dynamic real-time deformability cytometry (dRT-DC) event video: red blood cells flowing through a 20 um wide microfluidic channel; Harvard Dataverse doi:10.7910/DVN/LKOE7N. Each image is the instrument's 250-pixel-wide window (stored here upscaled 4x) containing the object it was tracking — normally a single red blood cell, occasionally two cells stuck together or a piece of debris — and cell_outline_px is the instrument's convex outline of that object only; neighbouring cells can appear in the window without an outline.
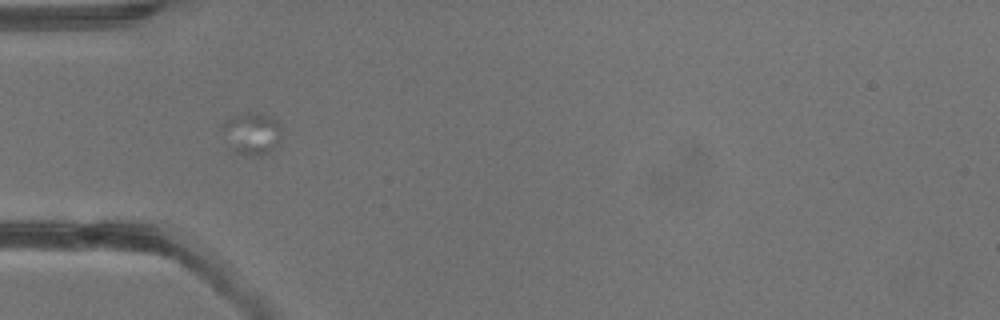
{"species": "common noctule bat (a hibernating species)", "species_latin": "Nyctalus noctula", "temperature_condition": "warm", "stored_images_in_passage": 24, "camera_frame_rate_fps": 3000, "um_per_image_px": 0.085, "animal": {"sex": "male", "body_mass_g": 13.3}, "frame": {"image": 1, "passage_image": 4, "time_ms": 1.0, "image_size_px": [1000, 320], "cell_outline_px": [[280, 144], [268, 152], [260, 156], [256, 156], [236, 152], [224, 124], [224, 120], [232, 116], [244, 112], [256, 112], [268, 116], [276, 120], [280, 128]], "centroid_in_image_um": [21.51, 11.31], "position_along_channel_um": 63.5, "area_um2": 13.76}}
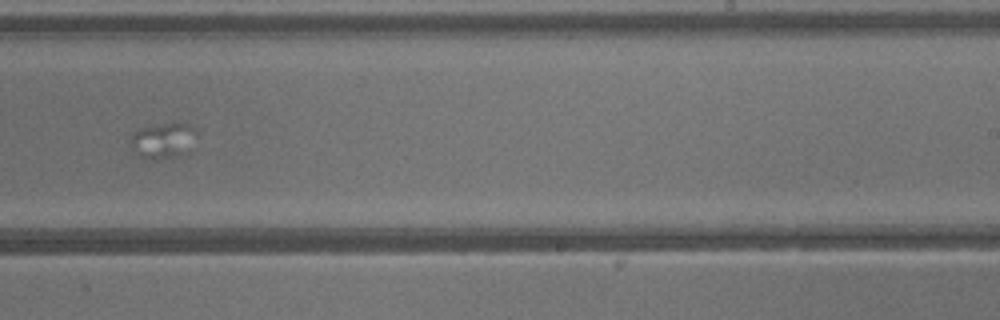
{"frame": {"image": 2, "passage_image": 17, "time_ms": 5.333, "image_size_px": [1000, 320], "cell_outline_px": [[200, 132], [192, 152], [188, 156], [156, 160], [148, 160], [140, 156], [132, 148], [132, 132], [140, 128], [164, 124], [188, 124], [196, 128]], "centroid_in_image_um": [14.01, 12.0], "position_along_channel_um": 275.0, "area_um2": 14.45}}
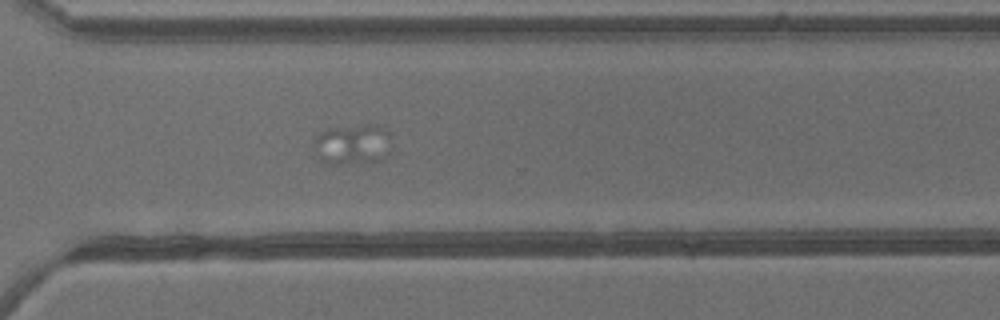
{"frame": {"image": 3, "passage_image": 21, "time_ms": 6.667, "image_size_px": [1000, 320], "cell_outline_px": [[388, 156], [380, 160], [332, 164], [328, 164], [320, 160], [312, 144], [312, 140], [320, 132], [368, 124], [384, 128], [388, 132]], "centroid_in_image_um": [29.92, 12.29], "position_along_channel_um": 340.7, "area_um2": 17.63}}